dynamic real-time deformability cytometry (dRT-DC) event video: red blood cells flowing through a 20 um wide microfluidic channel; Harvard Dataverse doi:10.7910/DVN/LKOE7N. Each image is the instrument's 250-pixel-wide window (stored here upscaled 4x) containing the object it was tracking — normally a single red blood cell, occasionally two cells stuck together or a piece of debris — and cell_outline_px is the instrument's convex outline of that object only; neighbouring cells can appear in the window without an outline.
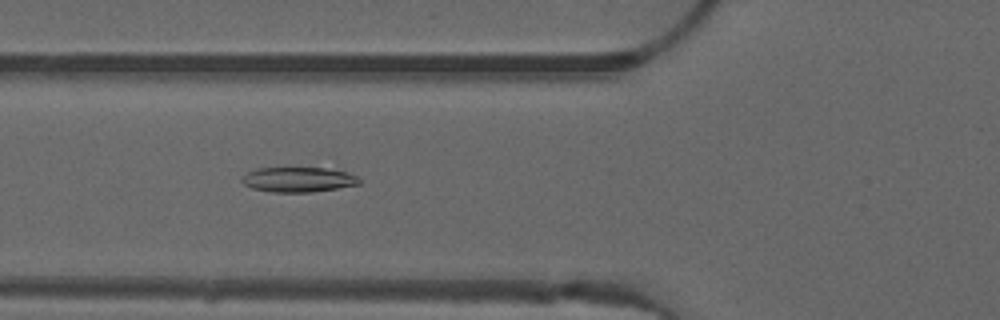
{"species": "common noctule bat (a hibernating species)", "species_latin": "Nyctalus noctula", "temperature_condition": "warm", "stored_images_in_passage": 35, "camera_frame_rate_fps": 3000, "um_per_image_px": 0.085, "animal": {"sex": "male", "forearm_length_mm": 52.5}, "frame": {"image": 1, "passage_image": 10, "time_ms": 3.0, "image_size_px": [1000, 320], "cell_outline_px": [[360, 184], [312, 192], [272, 192], [252, 188], [244, 184], [240, 180], [248, 172], [256, 168], [324, 168], [348, 172], [356, 176], [360, 180]], "centroid_in_image_um": [25.34, 15.26], "position_along_channel_um": 100.5, "area_um2": 16.94}}
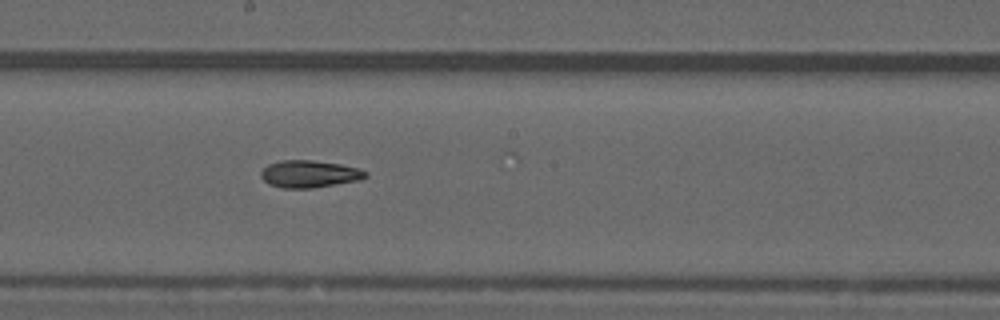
{"frame": {"image": 2, "passage_image": 19, "time_ms": 6.0, "image_size_px": [1000, 320], "cell_outline_px": [[368, 176], [360, 180], [312, 188], [284, 188], [268, 184], [260, 176], [260, 172], [268, 164], [280, 160], [312, 160], [340, 164], [360, 168], [368, 172]], "centroid_in_image_um": [26.31, 14.78], "position_along_channel_um": 221.9, "area_um2": 16.7}}
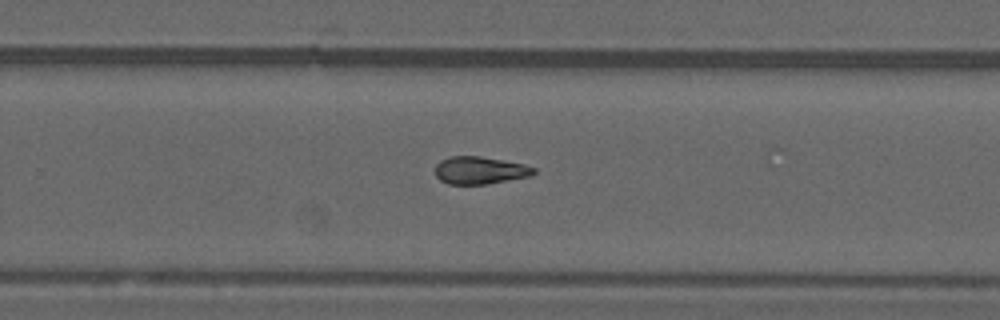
{"frame": {"image": 3, "passage_image": 24, "time_ms": 7.667, "image_size_px": [1000, 320], "cell_outline_px": [[536, 172], [532, 176], [488, 184], [448, 184], [440, 180], [436, 176], [436, 164], [440, 160], [448, 156], [480, 156], [524, 164], [536, 168]], "centroid_in_image_um": [40.8, 14.48], "position_along_channel_um": 289.0, "area_um2": 15.95}, "authors_computed_cell_mechanics": {"area_um2": 16.7042, "velocity_mm_per_s": 4.0434, "shape_relaxation_time_tau1_ms": null, "shape_relaxation_time_tau2_ms": 5.9036, "deformation_change_tau1": null, "deformation_change_tau2": 0.1408}}